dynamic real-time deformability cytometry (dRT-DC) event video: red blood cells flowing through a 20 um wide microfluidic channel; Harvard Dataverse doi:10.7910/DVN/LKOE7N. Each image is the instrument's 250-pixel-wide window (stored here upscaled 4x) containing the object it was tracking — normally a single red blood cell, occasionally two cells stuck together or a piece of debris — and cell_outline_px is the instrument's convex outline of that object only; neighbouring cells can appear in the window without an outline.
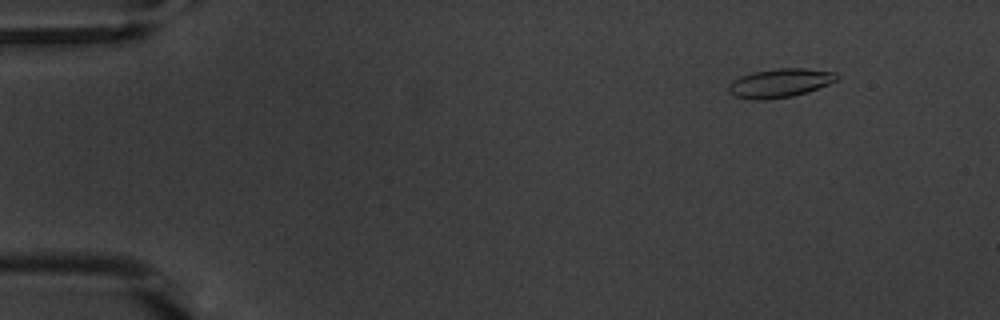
{"species": "common noctule bat (a hibernating species)", "species_latin": "Nyctalus noctula", "temperature_condition": "warm", "stored_images_in_passage": 50, "camera_frame_rate_fps": 3000, "um_per_image_px": 0.085, "animal": {"sex": "male", "body_mass_g": 20.1, "forearm_length_mm": 53.5}, "frame": {"image": 1, "passage_image": 3, "time_ms": 0.667, "image_size_px": [1000, 320], "cell_outline_px": [[840, 76], [836, 80], [828, 84], [808, 92], [792, 96], [764, 100], [756, 100], [736, 96], [728, 92], [728, 84], [732, 80], [740, 76], [752, 72], [776, 68], [808, 68], [836, 72]], "centroid_in_image_um": [66.29, 7.04], "position_along_channel_um": 18.7, "area_um2": 18.32}}
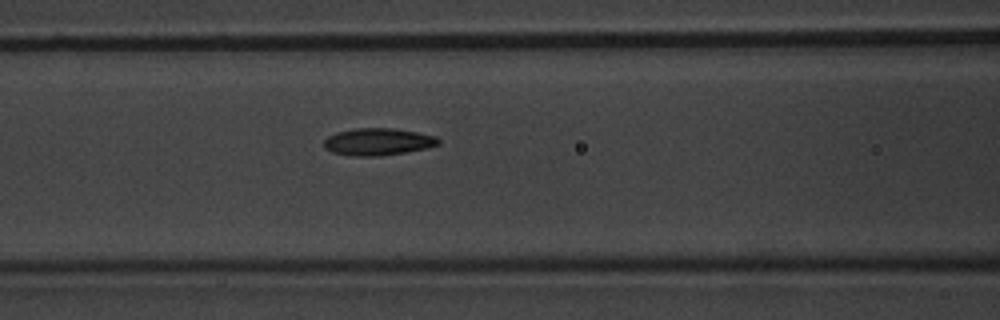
{"frame": {"image": 2, "passage_image": 20, "time_ms": 6.333, "image_size_px": [1000, 320], "cell_outline_px": [[440, 144], [428, 148], [380, 156], [348, 156], [332, 152], [324, 148], [324, 140], [328, 136], [336, 132], [356, 128], [392, 128], [416, 132], [436, 136], [440, 140]], "centroid_in_image_um": [32.11, 12.05], "position_along_channel_um": 134.5, "area_um2": 18.21}}
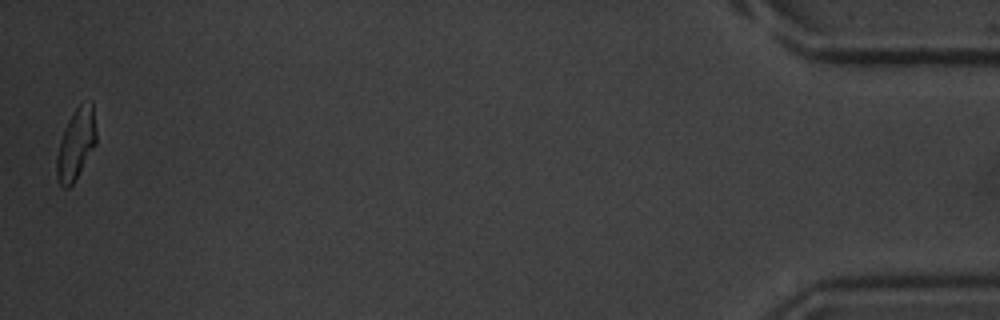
{"frame": {"image": 3, "passage_image": 50, "time_ms": 16.333, "image_size_px": [1000, 320], "cell_outline_px": [[96, 144], [72, 184], [68, 188], [64, 188], [56, 180], [56, 156], [60, 140], [64, 128], [72, 112], [80, 104], [92, 100], [96, 128]], "centroid_in_image_um": [6.45, 12.23], "position_along_channel_um": 428.8, "area_um2": 16.42}, "authors_computed_cell_mechanics": {"area_um2": 17.3978, "velocity_mm_per_s": 3.8281, "shape_relaxation_time_tau1_ms": 3.0775, "shape_relaxation_time_tau2_ms": 1.6561, "deformation_change_tau1": 0.15, "deformation_change_tau2": 0.0735}}